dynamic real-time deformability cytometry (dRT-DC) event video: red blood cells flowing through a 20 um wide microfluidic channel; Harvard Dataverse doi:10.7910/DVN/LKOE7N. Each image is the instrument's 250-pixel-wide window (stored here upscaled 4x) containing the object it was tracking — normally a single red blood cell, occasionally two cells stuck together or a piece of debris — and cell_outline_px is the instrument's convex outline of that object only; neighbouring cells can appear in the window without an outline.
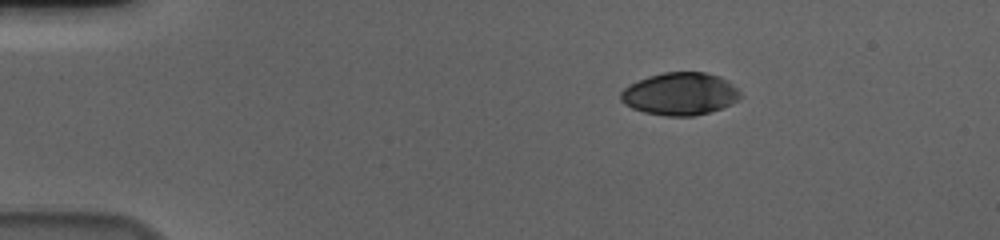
{"species": "human", "species_latin": "Homo sapiens", "temperature_condition": "cold", "stored_images_in_passage": 48, "camera_frame_rate_fps": 3000, "um_per_image_px": 0.085, "donor": {"sex": "male"}, "frame": {"image": 1, "passage_image": 1, "time_ms": 0.0, "image_size_px": [1000, 240], "cell_outline_px": [[744, 96], [732, 104], [708, 112], [692, 116], [664, 116], [644, 112], [632, 108], [624, 104], [620, 100], [620, 92], [628, 84], [648, 76], [664, 72], [704, 72], [720, 76], [728, 80]], "centroid_in_image_um": [57.79, 7.97], "position_along_channel_um": 27.2, "area_um2": 29.88}}
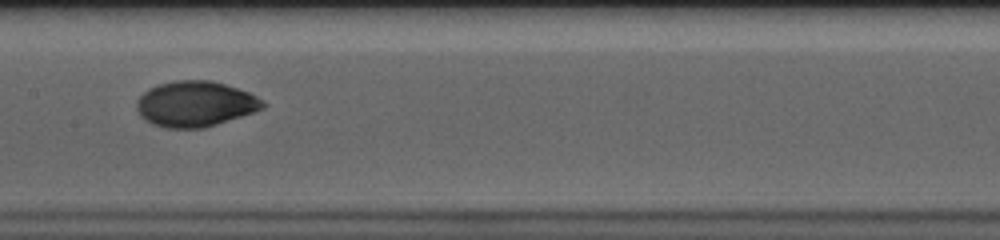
{"frame": {"image": 2, "passage_image": 21, "time_ms": 6.667, "image_size_px": [1000, 240], "cell_outline_px": [[268, 104], [264, 108], [204, 128], [164, 128], [152, 124], [144, 120], [140, 116], [136, 108], [136, 100], [148, 88], [156, 84], [176, 80], [212, 80], [248, 92], [264, 100]], "centroid_in_image_um": [16.56, 8.83], "position_along_channel_um": 190.8, "area_um2": 33.64}}
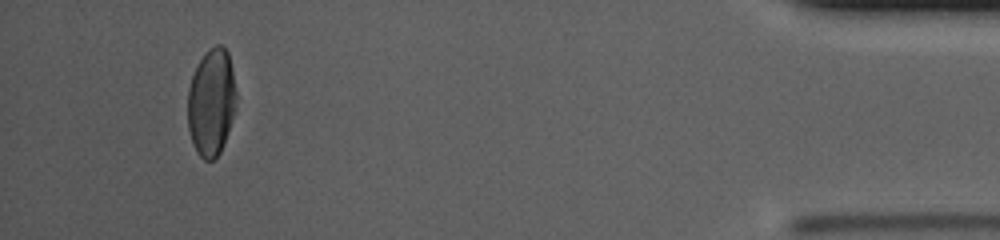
{"frame": {"image": 3, "passage_image": 45, "time_ms": 14.667, "image_size_px": [1000, 240], "cell_outline_px": [[236, 96], [232, 116], [228, 132], [220, 152], [212, 160], [204, 160], [196, 152], [188, 128], [188, 88], [192, 76], [204, 52], [208, 48], [216, 44], [220, 44], [228, 52], [232, 68], [236, 92]], "centroid_in_image_um": [17.95, 8.66], "position_along_channel_um": 417.2, "area_um2": 30.11}, "authors_computed_cell_mechanics": {"area_um2": 32.3102, "velocity_mm_per_s": 3.6395, "shape_relaxation_time_tau1_ms": 4.2834, "shape_relaxation_time_tau2_ms": 1.5244, "deformation_change_tau1": 0.1864, "deformation_change_tau2": 0.0286}}